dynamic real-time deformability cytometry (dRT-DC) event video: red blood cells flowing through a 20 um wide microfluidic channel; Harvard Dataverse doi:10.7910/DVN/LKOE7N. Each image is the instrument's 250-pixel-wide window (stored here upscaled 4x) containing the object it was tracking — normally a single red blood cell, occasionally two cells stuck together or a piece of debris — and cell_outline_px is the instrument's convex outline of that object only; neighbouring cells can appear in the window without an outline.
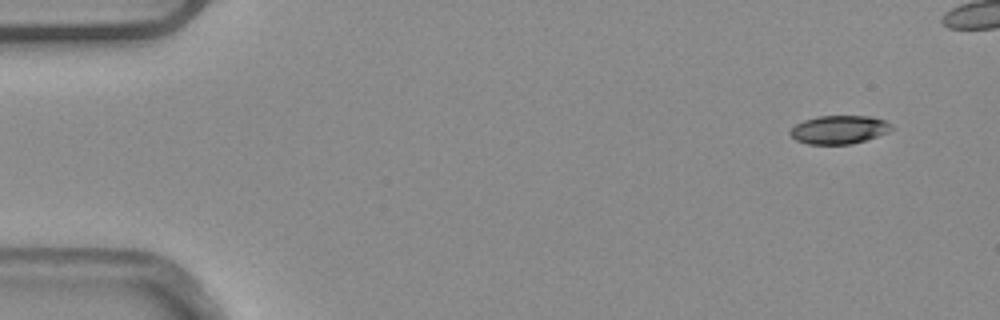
{"species": "common noctule bat (a hibernating species)", "species_latin": "Nyctalus noctula", "temperature_condition": "warm", "stored_images_in_passage": 5, "camera_frame_rate_fps": 3000, "um_per_image_px": 0.085, "animal": {"sex": "male", "body_mass_g": 20.4}, "frame": {"image": 1, "passage_image": 1, "time_ms": 0.0, "image_size_px": [1000, 320], "cell_outline_px": [[896, 128], [888, 132], [852, 144], [808, 144], [796, 140], [788, 132], [796, 124], [804, 120], [820, 116], [872, 116], [884, 120], [892, 124]], "centroid_in_image_um": [71.35, 11.01], "position_along_channel_um": 13.7, "area_um2": 16.76}}
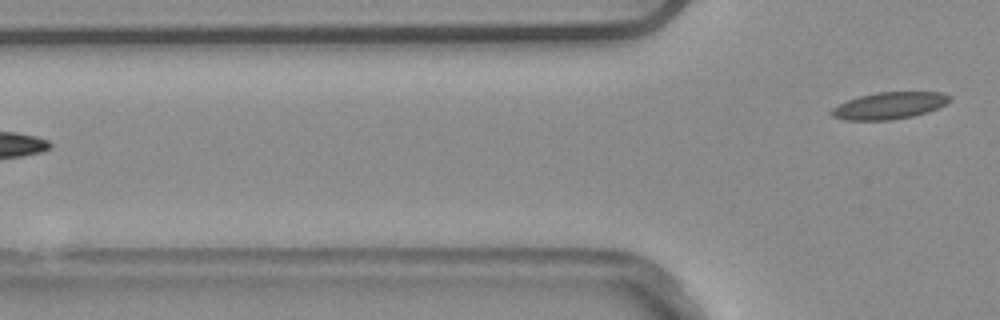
{"frame": {"image": 2, "passage_image": 5, "time_ms": 1.333, "image_size_px": [1000, 320], "cell_outline_px": [[952, 100], [928, 112], [912, 116], [892, 120], [844, 120], [832, 116], [832, 108], [848, 100], [860, 96], [876, 92], [940, 92], [952, 96]], "centroid_in_image_um": [75.61, 8.97], "position_along_channel_um": 50.2, "area_um2": 18.38}}